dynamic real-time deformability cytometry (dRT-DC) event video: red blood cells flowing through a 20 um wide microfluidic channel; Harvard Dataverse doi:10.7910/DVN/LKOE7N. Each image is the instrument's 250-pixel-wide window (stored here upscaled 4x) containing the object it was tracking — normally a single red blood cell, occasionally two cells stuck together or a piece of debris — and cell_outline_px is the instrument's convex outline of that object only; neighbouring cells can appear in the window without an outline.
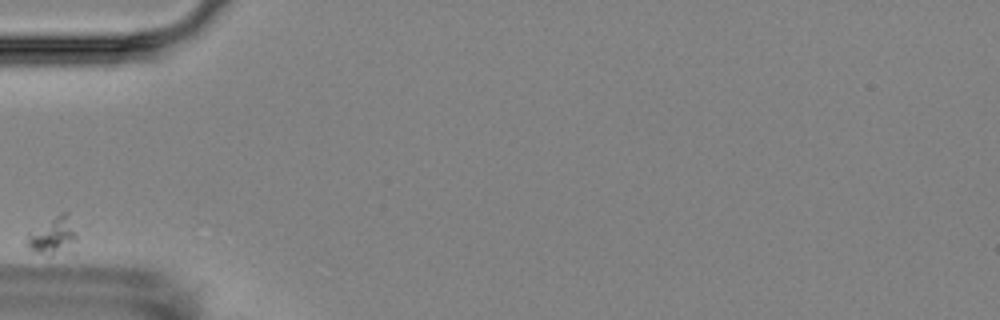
{"species": "Egyptian fruit bat (a non-hibernating species)", "species_latin": "Rousettus aegyptiacus", "temperature_condition": "room temperature", "stored_images_in_passage": 3, "camera_frame_rate_fps": 3000, "um_per_image_px": 0.085, "animal": {"sex": "female"}, "frame": {"image": 1, "passage_image": 1, "time_ms": 0.0, "image_size_px": [1000, 320], "cell_outline_px": [[76, 240], [68, 248], [52, 252], [36, 252], [28, 248], [24, 244], [24, 236], [28, 232], [60, 212], [68, 212], [76, 236]], "centroid_in_image_um": [4.4, 19.95], "position_along_channel_um": 80.6, "area_um2": 10.4}}